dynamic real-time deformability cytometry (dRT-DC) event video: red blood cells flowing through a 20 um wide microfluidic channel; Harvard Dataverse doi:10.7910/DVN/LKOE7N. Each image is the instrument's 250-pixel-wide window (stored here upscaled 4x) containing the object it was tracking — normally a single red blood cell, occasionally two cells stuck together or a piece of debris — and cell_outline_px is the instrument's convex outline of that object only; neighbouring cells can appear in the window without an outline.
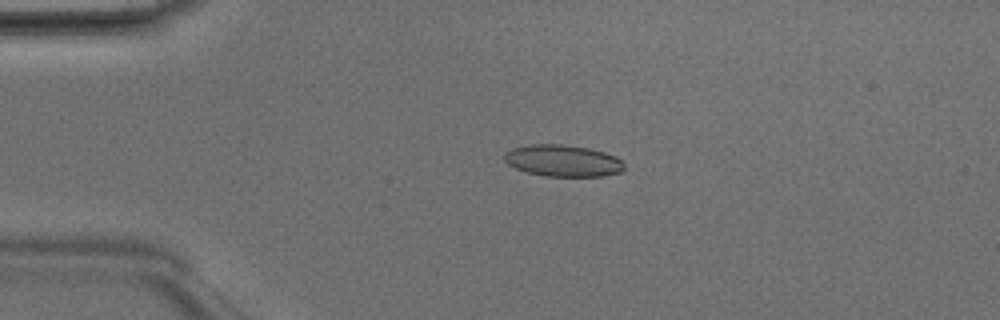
{"species": "Egyptian fruit bat (a non-hibernating species)", "species_latin": "Rousettus aegyptiacus", "temperature_condition": "room temperature", "stored_images_in_passage": 4, "camera_frame_rate_fps": 3000, "um_per_image_px": 0.085, "animal": {"sex": "male"}, "frame": {"image": 1, "passage_image": 3, "time_ms": 0.667, "image_size_px": [1000, 320], "cell_outline_px": [[624, 168], [620, 172], [604, 176], [544, 176], [528, 172], [516, 168], [508, 164], [504, 160], [504, 152], [512, 148], [532, 144], [560, 144], [588, 148], [604, 152], [616, 156], [624, 164]], "centroid_in_image_um": [47.84, 13.66], "position_along_channel_um": 37.2, "area_um2": 22.08}}